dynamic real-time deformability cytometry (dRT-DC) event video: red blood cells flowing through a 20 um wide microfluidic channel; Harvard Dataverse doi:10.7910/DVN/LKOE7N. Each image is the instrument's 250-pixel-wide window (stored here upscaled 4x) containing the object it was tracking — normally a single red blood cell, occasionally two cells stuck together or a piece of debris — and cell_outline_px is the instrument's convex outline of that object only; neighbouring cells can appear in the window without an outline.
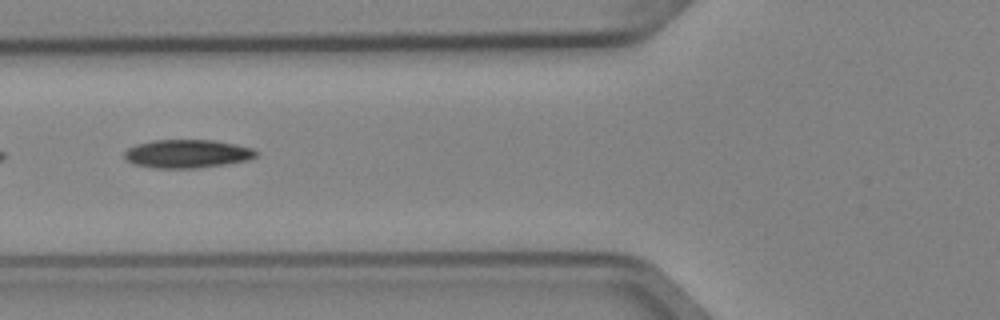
{"species": "Egyptian fruit bat (a non-hibernating species)", "species_latin": "Rousettus aegyptiacus", "temperature_condition": "cold", "stored_images_in_passage": 7, "camera_frame_rate_fps": 3000, "um_per_image_px": 0.085, "animal": {"sex": "female"}, "frame": {"image": 1, "passage_image": 6, "time_ms": 1.667, "image_size_px": [1000, 320], "cell_outline_px": [[260, 152], [256, 156], [248, 160], [224, 164], [196, 168], [152, 168], [132, 164], [124, 160], [124, 152], [128, 148], [136, 144], [152, 140], [216, 140], [236, 144], [252, 148]], "centroid_in_image_um": [15.88, 13.07], "position_along_channel_um": 109.9, "area_um2": 22.02}}
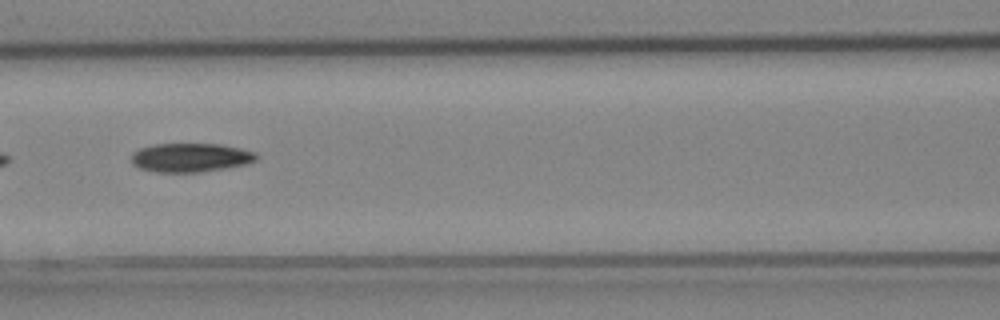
{"frame": {"image": 2, "passage_image": 7, "time_ms": 2.0, "image_size_px": [1000, 320], "cell_outline_px": [[256, 160], [248, 164], [228, 168], [200, 172], [156, 172], [140, 168], [132, 164], [132, 152], [140, 148], [152, 144], [220, 144], [240, 148], [256, 152]], "centroid_in_image_um": [16.2, 13.39], "position_along_channel_um": 150.4, "area_um2": 21.15}}